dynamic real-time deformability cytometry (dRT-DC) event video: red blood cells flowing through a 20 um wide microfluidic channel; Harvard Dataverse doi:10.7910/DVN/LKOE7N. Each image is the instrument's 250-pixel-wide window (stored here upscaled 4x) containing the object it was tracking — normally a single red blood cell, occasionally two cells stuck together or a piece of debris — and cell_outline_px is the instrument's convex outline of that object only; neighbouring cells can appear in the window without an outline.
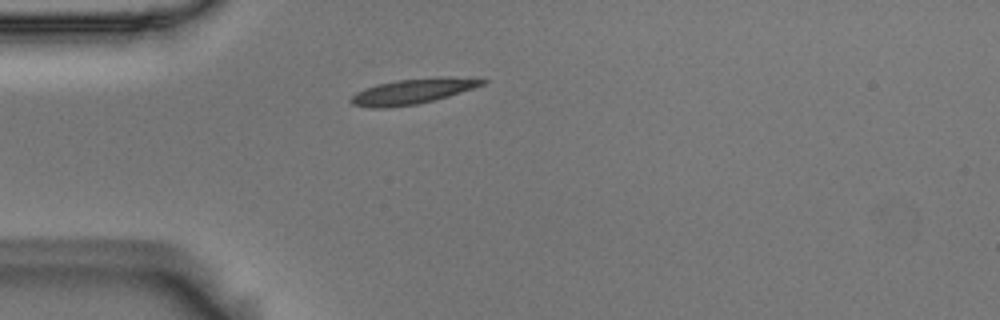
{"species": "Egyptian fruit bat (a non-hibernating species)", "species_latin": "Rousettus aegyptiacus", "temperature_condition": "room temperature", "stored_images_in_passage": 3, "camera_frame_rate_fps": 3000, "um_per_image_px": 0.085, "animal": {"sex": "male"}, "frame": {"image": 1, "passage_image": 2, "time_ms": 0.333, "image_size_px": [1000, 320], "cell_outline_px": [[488, 80], [484, 84], [448, 96], [416, 104], [388, 108], [372, 108], [352, 104], [348, 100], [356, 92], [364, 88], [376, 84], [396, 80], [436, 76], [440, 76]], "centroid_in_image_um": [35.0, 7.76], "position_along_channel_um": 50.0, "area_um2": 19.25}}